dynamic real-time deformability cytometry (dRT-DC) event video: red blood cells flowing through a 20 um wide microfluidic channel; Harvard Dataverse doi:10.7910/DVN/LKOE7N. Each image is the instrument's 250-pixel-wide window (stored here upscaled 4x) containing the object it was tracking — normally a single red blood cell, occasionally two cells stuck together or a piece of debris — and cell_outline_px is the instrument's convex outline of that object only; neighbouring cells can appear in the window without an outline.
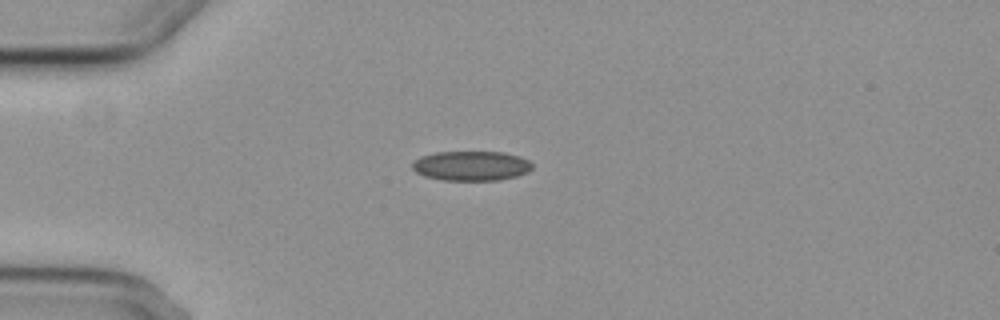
{"species": "common noctule bat (a hibernating species)", "species_latin": "Nyctalus noctula", "temperature_condition": "cold", "stored_images_in_passage": 4, "camera_frame_rate_fps": 3000, "um_per_image_px": 0.085, "animal": {"sex": "female", "body_mass_g": 29.2, "forearm_length_mm": 56.3}, "frame": {"image": 1, "passage_image": 4, "time_ms": 3.667, "image_size_px": [1000, 320], "cell_outline_px": [[532, 168], [528, 172], [516, 176], [500, 180], [444, 180], [424, 176], [416, 172], [412, 168], [412, 164], [420, 156], [436, 152], [504, 152], [520, 156], [528, 160], [532, 164]], "centroid_in_image_um": [40.07, 14.09], "position_along_channel_um": 44.9, "area_um2": 20.75}}